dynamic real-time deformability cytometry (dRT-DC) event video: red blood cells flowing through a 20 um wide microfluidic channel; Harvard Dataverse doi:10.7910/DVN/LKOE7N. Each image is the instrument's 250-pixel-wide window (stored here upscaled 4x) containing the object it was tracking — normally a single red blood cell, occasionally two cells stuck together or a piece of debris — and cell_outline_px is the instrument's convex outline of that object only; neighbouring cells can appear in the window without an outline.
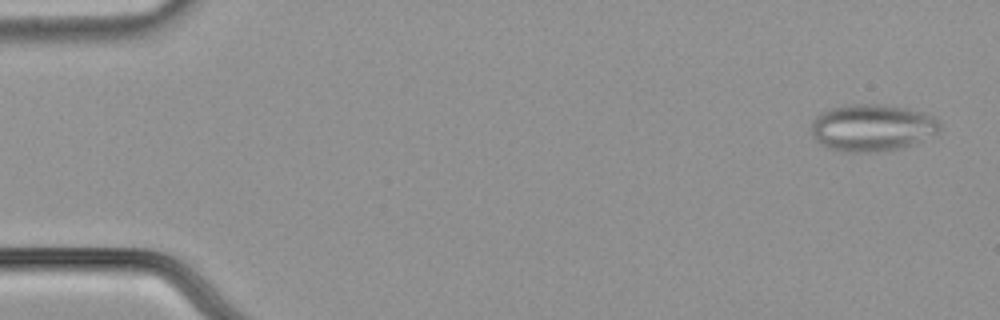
{"species": "common noctule bat (a hibernating species)", "species_latin": "Nyctalus noctula", "temperature_condition": "cold", "stored_images_in_passage": 57, "camera_frame_rate_fps": 3000, "um_per_image_px": 0.085, "animal": {"sex": "male", "body_mass_g": 21.5, "forearm_length_mm": 52.0}, "frame": {"image": 1, "passage_image": 3, "time_ms": 0.667, "image_size_px": [1000, 320], "cell_outline_px": [[940, 128], [936, 132], [904, 148], [860, 152], [844, 152], [828, 148], [816, 140], [812, 136], [812, 120], [820, 112], [832, 108], [852, 104], [884, 104], [908, 108], [924, 112], [932, 116], [940, 124]], "centroid_in_image_um": [74.09, 10.84], "position_along_channel_um": 10.9, "area_um2": 34.97}}
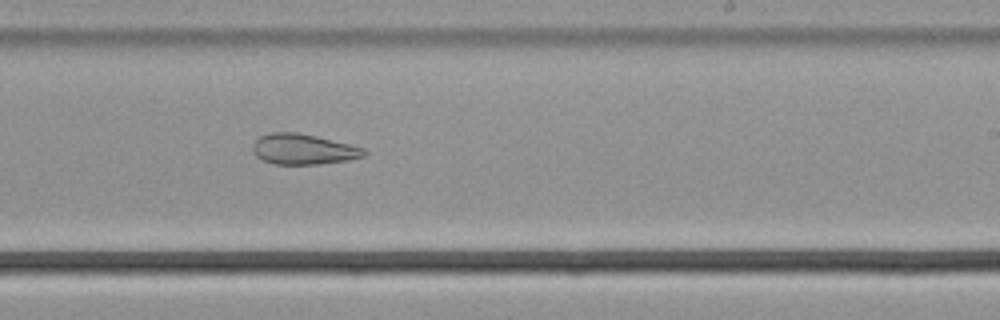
{"frame": {"image": 2, "passage_image": 35, "time_ms": 11.333, "image_size_px": [1000, 320], "cell_outline_px": [[368, 152], [364, 156], [348, 160], [320, 164], [276, 164], [260, 160], [252, 152], [252, 144], [260, 136], [272, 132], [296, 132], [316, 136], [364, 148]], "centroid_in_image_um": [25.74, 12.69], "position_along_channel_um": 263.3, "area_um2": 19.83}}
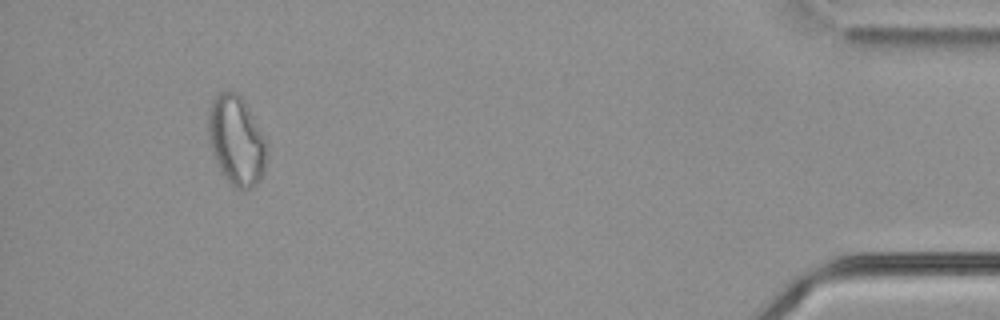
{"frame": {"image": 3, "passage_image": 53, "time_ms": 17.333, "image_size_px": [1000, 320], "cell_outline_px": [[264, 172], [260, 180], [252, 188], [236, 188], [220, 172], [212, 152], [208, 140], [208, 112], [212, 100], [220, 92], [228, 88], [236, 92], [244, 100], [264, 140]], "centroid_in_image_um": [20.03, 11.91], "position_along_channel_um": 415.2, "area_um2": 29.94}, "authors_computed_cell_mechanics": {"area_um2": 27.9752, "velocity_mm_per_s": 3.6709, "shape_relaxation_time_tau1_ms": null, "shape_relaxation_time_tau2_ms": 3.9817, "deformation_change_tau1": null, "deformation_change_tau2": 0.1172}}